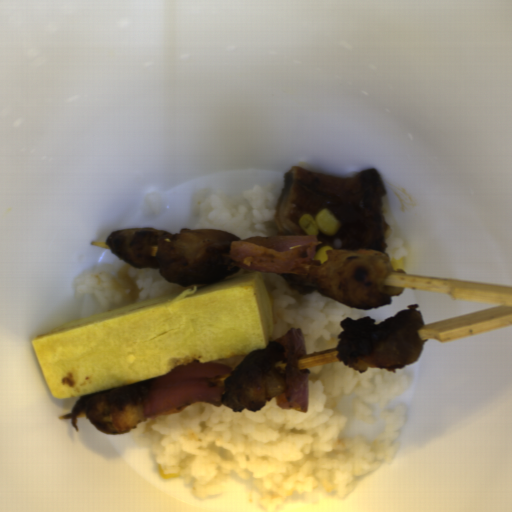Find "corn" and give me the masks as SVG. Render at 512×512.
Here are the masks:
<instances>
[{
  "instance_id": "1",
  "label": "corn",
  "mask_w": 512,
  "mask_h": 512,
  "mask_svg": "<svg viewBox=\"0 0 512 512\" xmlns=\"http://www.w3.org/2000/svg\"><path fill=\"white\" fill-rule=\"evenodd\" d=\"M298 224L307 236H318L319 232L327 236H335L341 227L340 222L328 211L321 210L314 219L310 213H304Z\"/></svg>"
},
{
  "instance_id": "2",
  "label": "corn",
  "mask_w": 512,
  "mask_h": 512,
  "mask_svg": "<svg viewBox=\"0 0 512 512\" xmlns=\"http://www.w3.org/2000/svg\"><path fill=\"white\" fill-rule=\"evenodd\" d=\"M329 250H333L332 247H330L329 245L319 248L318 251L315 253V259H318L322 264L327 259V251Z\"/></svg>"
},
{
  "instance_id": "3",
  "label": "corn",
  "mask_w": 512,
  "mask_h": 512,
  "mask_svg": "<svg viewBox=\"0 0 512 512\" xmlns=\"http://www.w3.org/2000/svg\"><path fill=\"white\" fill-rule=\"evenodd\" d=\"M392 267L396 270V271H404L405 269V258H392L391 261H390Z\"/></svg>"
},
{
  "instance_id": "4",
  "label": "corn",
  "mask_w": 512,
  "mask_h": 512,
  "mask_svg": "<svg viewBox=\"0 0 512 512\" xmlns=\"http://www.w3.org/2000/svg\"><path fill=\"white\" fill-rule=\"evenodd\" d=\"M157 468H158L160 479L170 480V479H176V478L182 477L181 474H177V473L166 474L164 472L161 464H159V463L157 465Z\"/></svg>"
}]
</instances>
